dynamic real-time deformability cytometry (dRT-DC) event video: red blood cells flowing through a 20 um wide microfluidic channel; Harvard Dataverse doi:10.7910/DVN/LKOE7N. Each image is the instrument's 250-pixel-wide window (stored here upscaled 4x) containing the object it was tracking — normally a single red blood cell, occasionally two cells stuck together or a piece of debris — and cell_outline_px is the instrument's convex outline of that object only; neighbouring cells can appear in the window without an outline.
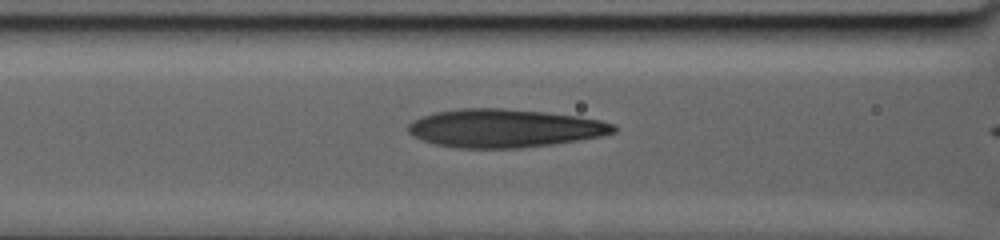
{"species": "human", "species_latin": "Homo sapiens", "temperature_condition": "warm", "stored_images_in_passage": 71, "camera_frame_rate_fps": 3000, "um_per_image_px": 0.085, "donor": {"sex": "male"}, "frame": {"image": 1, "passage_image": 33, "time_ms": 10.667, "image_size_px": [1000, 240], "cell_outline_px": [[616, 132], [600, 136], [552, 144], [520, 148], [452, 148], [420, 140], [412, 136], [408, 132], [408, 124], [412, 120], [420, 116], [436, 112], [460, 108], [500, 108], [544, 112], [576, 116], [600, 120], [616, 124]], "centroid_in_image_um": [42.82, 10.9], "position_along_channel_um": 123.8, "area_um2": 45.95}}
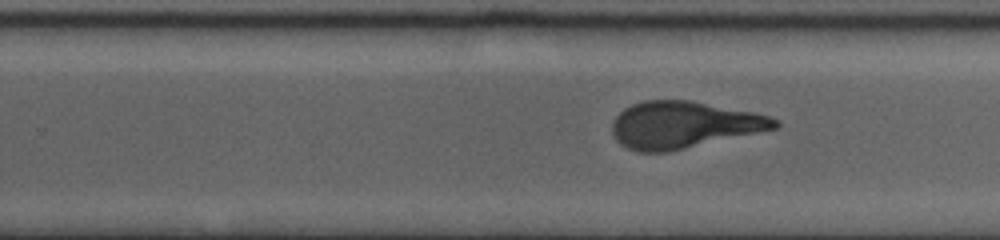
{"frame": {"image": 2, "passage_image": 51, "time_ms": 16.667, "image_size_px": [1000, 240], "cell_outline_px": [[780, 124], [776, 128], [668, 152], [640, 152], [628, 148], [620, 144], [616, 140], [612, 132], [612, 124], [616, 116], [624, 108], [632, 104], [644, 100], [688, 100], [752, 112], [768, 116], [780, 120]], "centroid_in_image_um": [58.07, 10.61], "position_along_channel_um": 271.7, "area_um2": 43.99}}
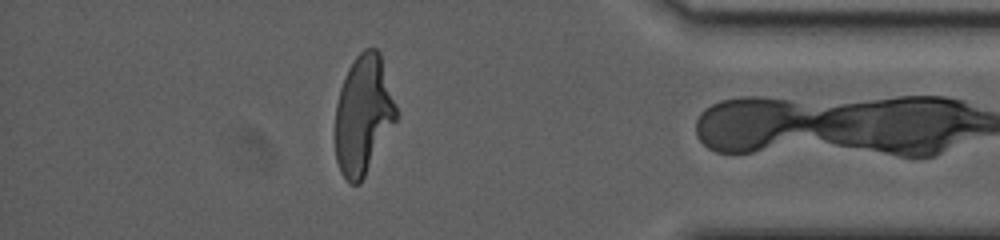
{"frame": {"image": 3, "passage_image": 70, "time_ms": 23.0, "image_size_px": [1000, 240], "cell_outline_px": [[400, 112], [396, 120], [360, 184], [348, 184], [340, 172], [336, 160], [336, 104], [340, 88], [348, 68], [356, 56], [364, 48], [376, 48], [380, 52]], "centroid_in_image_um": [30.9, 9.74], "position_along_channel_um": 404.3, "area_um2": 42.6}}